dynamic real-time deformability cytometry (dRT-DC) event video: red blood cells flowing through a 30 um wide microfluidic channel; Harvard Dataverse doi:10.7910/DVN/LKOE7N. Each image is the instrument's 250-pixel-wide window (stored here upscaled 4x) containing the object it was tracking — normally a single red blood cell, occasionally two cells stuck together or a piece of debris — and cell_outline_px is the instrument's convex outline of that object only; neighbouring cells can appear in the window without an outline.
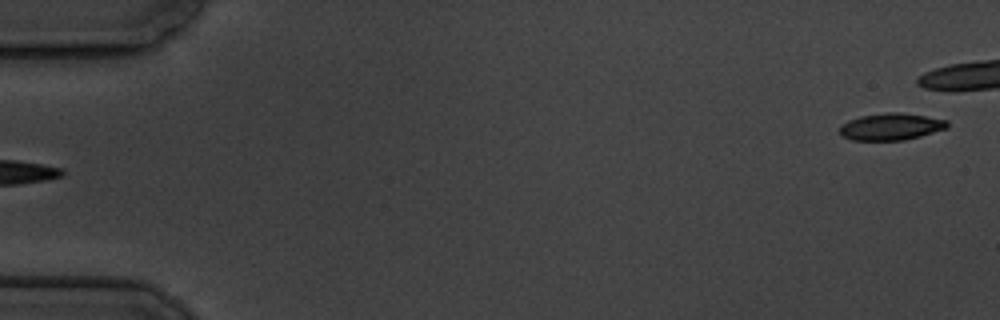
{"species": "common noctule bat (a hibernating species)", "species_latin": "Nyctalus noctula", "temperature_condition": "cold", "stored_images_in_passage": 6, "segment_of_instrument_passage": [2, 2], "camera_frame_rate_fps": 3000, "um_per_image_px": 0.085, "animal": {"sex": "male", "body_mass_g": 19.5, "forearm_length_mm": 54.6}, "frame": {"image": 1, "passage_image": 6, "time_ms": 6.0, "image_size_px": [1000, 320], "cell_outline_px": [[948, 128], [920, 136], [904, 140], [852, 140], [840, 136], [840, 124], [848, 120], [860, 116], [888, 112], [900, 112], [948, 120]], "centroid_in_image_um": [75.7, 10.76], "position_along_channel_um": 9.3, "area_um2": 16.94}}